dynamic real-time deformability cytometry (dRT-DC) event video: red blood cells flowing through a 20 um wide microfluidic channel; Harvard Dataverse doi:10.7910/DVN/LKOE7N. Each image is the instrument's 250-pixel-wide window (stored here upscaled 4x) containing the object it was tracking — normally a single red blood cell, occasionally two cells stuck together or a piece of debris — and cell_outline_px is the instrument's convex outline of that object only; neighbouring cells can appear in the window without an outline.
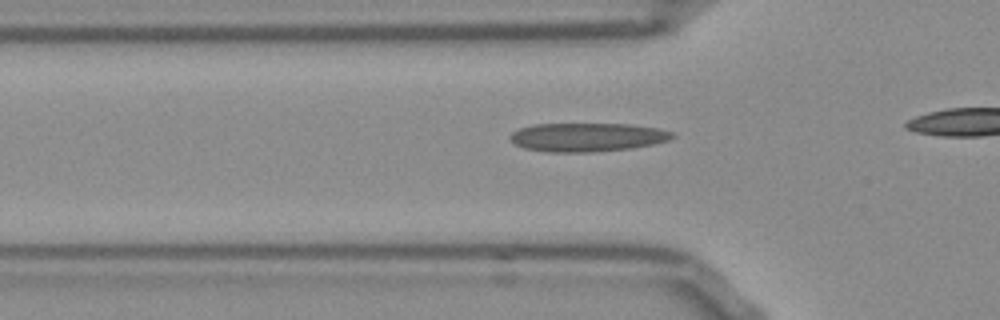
{"species": "Egyptian fruit bat (a non-hibernating species)", "species_latin": "Rousettus aegyptiacus", "temperature_condition": "room temperature", "stored_images_in_passage": 11, "camera_frame_rate_fps": 3000, "um_per_image_px": 0.085, "frame": {"image": 1, "passage_image": 2, "time_ms": 0.333, "image_size_px": [1000, 320], "cell_outline_px": [[676, 136], [668, 140], [652, 144], [632, 148], [592, 152], [548, 152], [524, 148], [516, 144], [508, 136], [512, 132], [520, 128], [532, 124], [632, 124], [656, 128], [676, 132]], "centroid_in_image_um": [49.93, 11.66], "position_along_channel_um": 75.9, "area_um2": 27.17}}
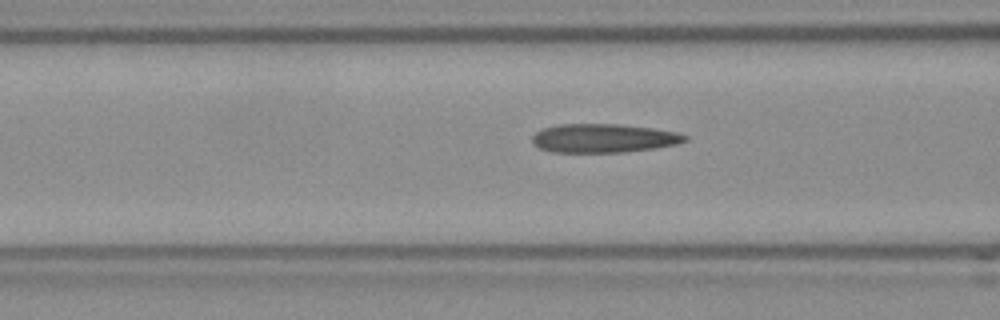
{"frame": {"image": 2, "passage_image": 5, "time_ms": 1.333, "image_size_px": [1000, 320], "cell_outline_px": [[688, 140], [676, 144], [656, 148], [624, 152], [552, 152], [540, 148], [532, 144], [532, 136], [536, 132], [544, 128], [560, 124], [620, 124], [652, 128], [676, 132], [688, 136]], "centroid_in_image_um": [51.3, 11.75], "position_along_channel_um": 115.3, "area_um2": 25.61}}